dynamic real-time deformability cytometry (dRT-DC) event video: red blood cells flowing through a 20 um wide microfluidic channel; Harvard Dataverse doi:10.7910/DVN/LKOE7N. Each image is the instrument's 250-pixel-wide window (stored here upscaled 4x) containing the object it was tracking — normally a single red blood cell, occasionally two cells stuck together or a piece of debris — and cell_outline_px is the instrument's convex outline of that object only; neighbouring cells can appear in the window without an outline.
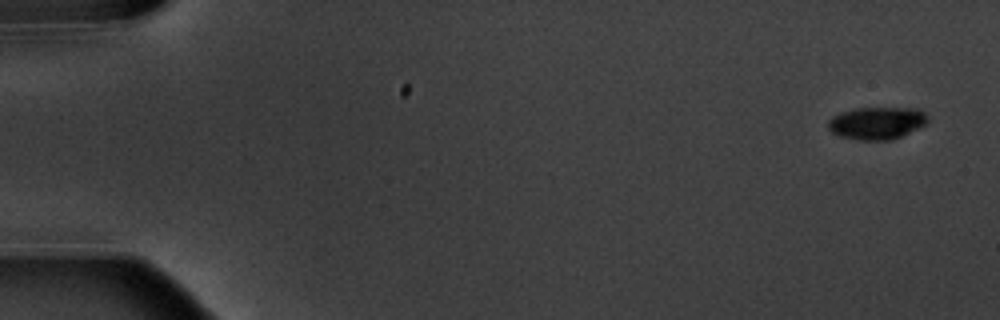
{"species": "common noctule bat (a hibernating species)", "species_latin": "Nyctalus noctula", "temperature_condition": "warm", "stored_images_in_passage": 6, "camera_frame_rate_fps": 3000, "um_per_image_px": 0.085, "animal": {"sex": "male", "body_mass_g": 20.1, "forearm_length_mm": 53.5}, "frame": {"image": 1, "passage_image": 1, "time_ms": 0.0, "image_size_px": [1000, 320], "cell_outline_px": [[928, 124], [892, 140], [860, 140], [840, 136], [832, 132], [828, 128], [828, 120], [832, 116], [840, 112], [852, 108], [916, 108], [924, 112], [928, 116]], "centroid_in_image_um": [74.54, 10.45], "position_along_channel_um": 10.5, "area_um2": 19.02}}
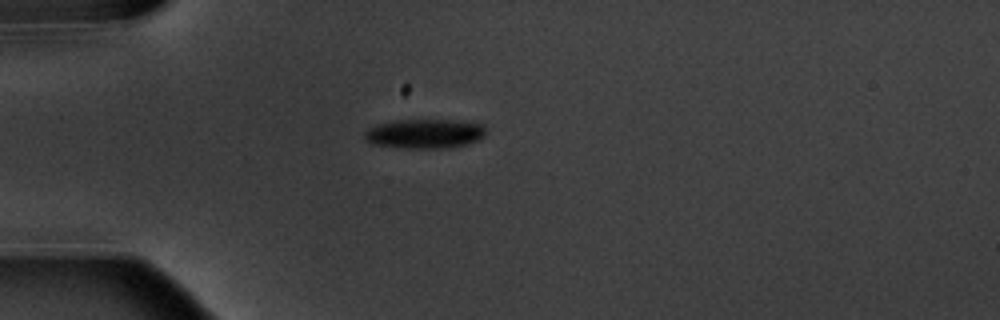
{"frame": {"image": 2, "passage_image": 5, "time_ms": 4.667, "image_size_px": [1000, 320], "cell_outline_px": [[488, 128], [484, 136], [480, 140], [468, 144], [440, 148], [400, 148], [372, 144], [364, 140], [364, 132], [368, 128], [376, 124], [392, 120], [460, 120], [484, 124]], "centroid_in_image_um": [36.11, 11.35], "position_along_channel_um": 48.9, "area_um2": 21.27}}